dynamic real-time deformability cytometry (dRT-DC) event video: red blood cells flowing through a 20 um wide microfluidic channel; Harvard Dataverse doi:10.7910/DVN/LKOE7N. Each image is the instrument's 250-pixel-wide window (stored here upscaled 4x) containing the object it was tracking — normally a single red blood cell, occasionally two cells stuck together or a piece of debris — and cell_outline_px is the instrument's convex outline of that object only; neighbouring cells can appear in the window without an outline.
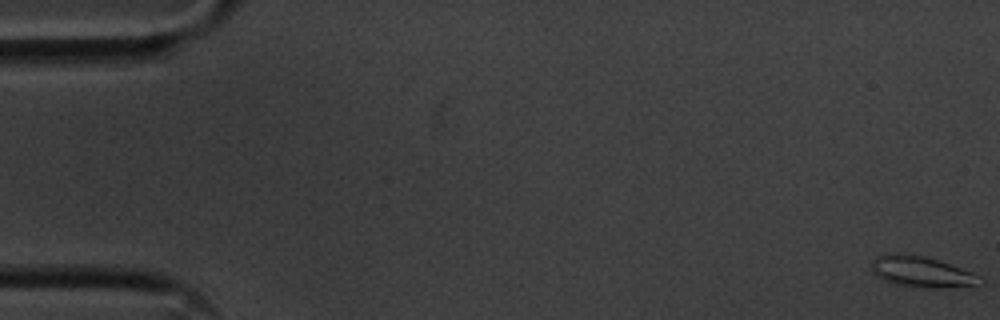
{"species": "common noctule bat (a hibernating species)", "species_latin": "Nyctalus noctula", "temperature_condition": "cold", "stored_images_in_passage": 57, "camera_frame_rate_fps": 3000, "um_per_image_px": 0.085, "animal": {"sex": "male", "body_mass_g": 20.1, "forearm_length_mm": 53.5}, "frame": {"image": 1, "passage_image": 1, "time_ms": 0.0, "image_size_px": [1000, 320], "cell_outline_px": [[984, 284], [972, 288], [920, 288], [896, 284], [884, 280], [876, 276], [872, 272], [872, 260], [876, 256], [888, 252], [924, 256], [972, 272], [984, 280]], "centroid_in_image_um": [78.39, 23.14], "position_along_channel_um": 6.6, "area_um2": 20.0}}
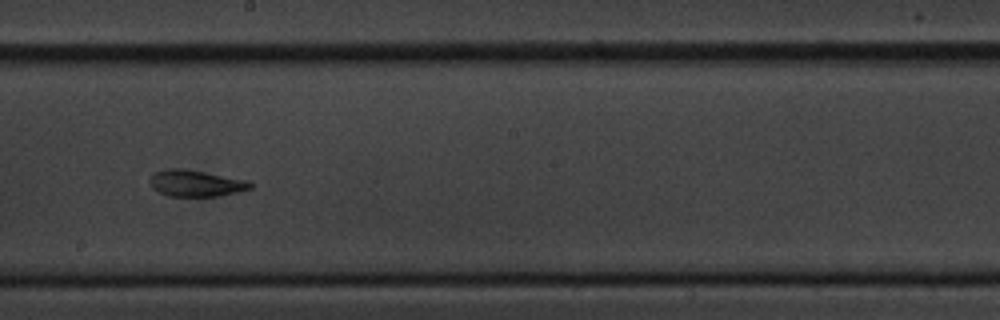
{"frame": {"image": 2, "passage_image": 32, "time_ms": 10.333, "image_size_px": [1000, 320], "cell_outline_px": [[252, 188], [220, 196], [168, 196], [156, 192], [152, 188], [148, 180], [156, 172], [168, 168], [180, 168], [204, 172], [248, 180], [252, 184]], "centroid_in_image_um": [16.61, 15.59], "position_along_channel_um": 231.6, "area_um2": 15.49}}
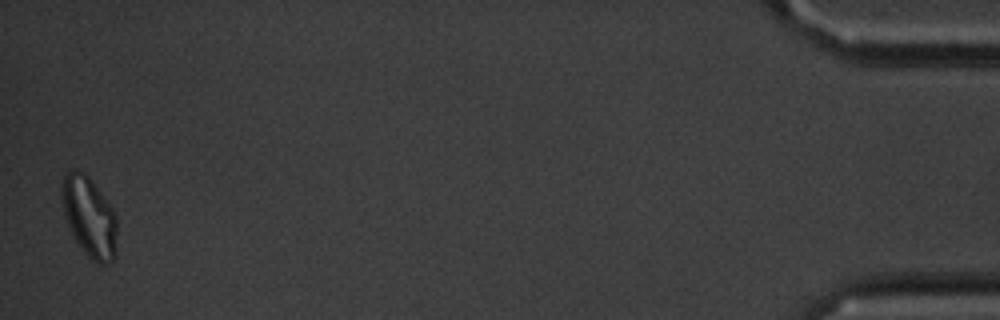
{"frame": {"image": 3, "passage_image": 56, "time_ms": 18.333, "image_size_px": [1000, 320], "cell_outline_px": [[116, 256], [108, 264], [100, 264], [92, 260], [80, 248], [72, 236], [64, 216], [60, 196], [60, 188], [64, 176], [72, 168], [76, 168], [84, 172], [88, 176], [116, 212]], "centroid_in_image_um": [7.57, 18.42], "position_along_channel_um": 427.6, "area_um2": 26.3}, "authors_computed_cell_mechanics": {"area_um2": 16.184, "velocity_mm_per_s": 3.5794, "shape_relaxation_time_tau1_ms": 6.1156, "shape_relaxation_time_tau2_ms": 3.4762, "deformation_change_tau1": 0.2011, "deformation_change_tau2": 0.1233}}